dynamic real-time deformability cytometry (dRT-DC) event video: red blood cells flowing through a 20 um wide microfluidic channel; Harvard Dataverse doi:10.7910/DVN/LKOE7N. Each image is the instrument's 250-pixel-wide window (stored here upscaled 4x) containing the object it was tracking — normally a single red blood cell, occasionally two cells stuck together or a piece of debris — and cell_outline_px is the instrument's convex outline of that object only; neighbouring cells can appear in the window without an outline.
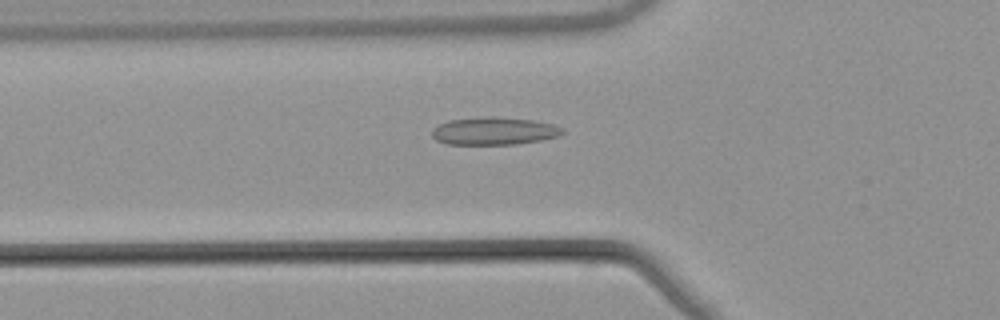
{"species": "common noctule bat (a hibernating species)", "species_latin": "Nyctalus noctula", "temperature_condition": "warm", "stored_images_in_passage": 40, "camera_frame_rate_fps": 3000, "um_per_image_px": 0.085, "animal": {"sex": "male", "body_mass_g": 21.5, "forearm_length_mm": 52.0}, "frame": {"image": 1, "passage_image": 9, "time_ms": 2.667, "image_size_px": [1000, 320], "cell_outline_px": [[564, 132], [556, 136], [540, 140], [516, 144], [448, 144], [436, 140], [432, 136], [432, 128], [448, 120], [488, 116], [496, 116], [532, 120], [552, 124], [564, 128]], "centroid_in_image_um": [41.97, 11.13], "position_along_channel_um": 83.8, "area_um2": 20.98}}
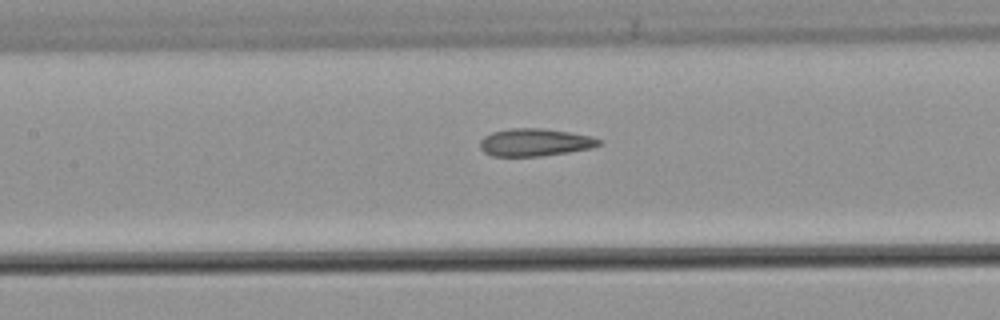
{"frame": {"image": 2, "passage_image": 15, "time_ms": 4.667, "image_size_px": [1000, 320], "cell_outline_px": [[604, 140], [600, 144], [592, 148], [568, 152], [540, 156], [492, 156], [484, 152], [480, 148], [480, 140], [484, 136], [492, 132], [512, 128], [544, 128], [592, 136]], "centroid_in_image_um": [45.48, 12.1], "position_along_channel_um": 161.9, "area_um2": 19.19}}
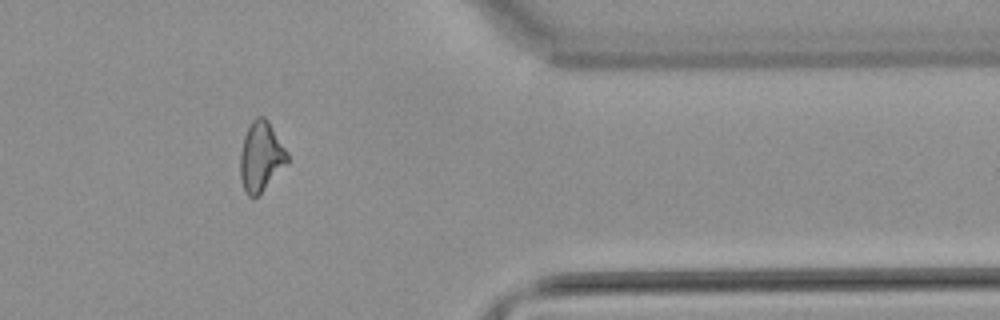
{"frame": {"image": 3, "passage_image": 34, "time_ms": 11.0, "image_size_px": [1000, 320], "cell_outline_px": [[288, 160], [264, 188], [256, 196], [248, 196], [244, 192], [240, 176], [240, 152], [244, 136], [252, 120], [256, 116], [264, 116], [268, 120], [288, 152]], "centroid_in_image_um": [22.15, 13.27], "position_along_channel_um": 389.2, "area_um2": 18.79}}